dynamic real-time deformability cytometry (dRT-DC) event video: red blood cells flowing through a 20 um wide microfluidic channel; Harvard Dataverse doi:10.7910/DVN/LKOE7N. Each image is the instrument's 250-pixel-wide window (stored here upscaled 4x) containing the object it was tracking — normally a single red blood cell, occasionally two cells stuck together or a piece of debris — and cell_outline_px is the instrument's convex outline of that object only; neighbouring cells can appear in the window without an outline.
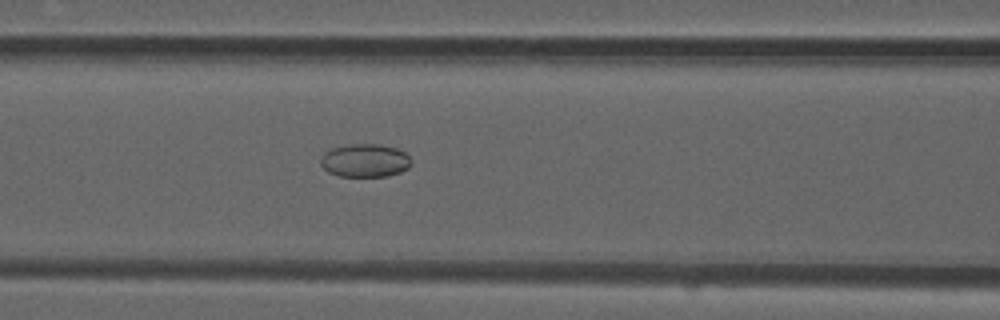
{"species": "common noctule bat (a hibernating species)", "species_latin": "Nyctalus noctula", "temperature_condition": "room temperature", "stored_images_in_passage": 54, "camera_frame_rate_fps": 3000, "um_per_image_px": 0.085, "animal": {"sex": "male", "forearm_length_mm": 52.5}, "frame": {"image": 1, "passage_image": 23, "time_ms": 7.333, "image_size_px": [1000, 320], "cell_outline_px": [[412, 164], [408, 168], [400, 172], [388, 176], [340, 176], [328, 172], [320, 164], [320, 156], [324, 152], [332, 148], [352, 144], [376, 144], [396, 148], [404, 152], [412, 160]], "centroid_in_image_um": [31.01, 13.64], "position_along_channel_um": 135.6, "area_um2": 17.57}}
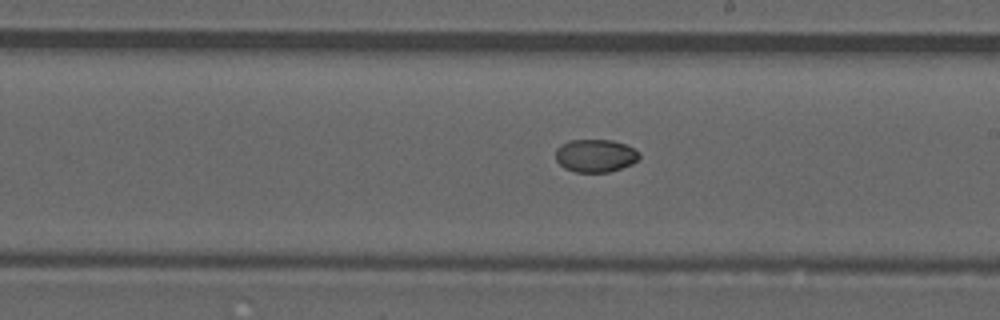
{"frame": {"image": 2, "passage_image": 31, "time_ms": 10.0, "image_size_px": [1000, 320], "cell_outline_px": [[640, 156], [632, 164], [608, 172], [576, 172], [564, 168], [556, 160], [556, 148], [560, 144], [568, 140], [612, 140], [624, 144], [640, 152]], "centroid_in_image_um": [50.58, 13.22], "position_along_channel_um": 238.4, "area_um2": 16.01}}
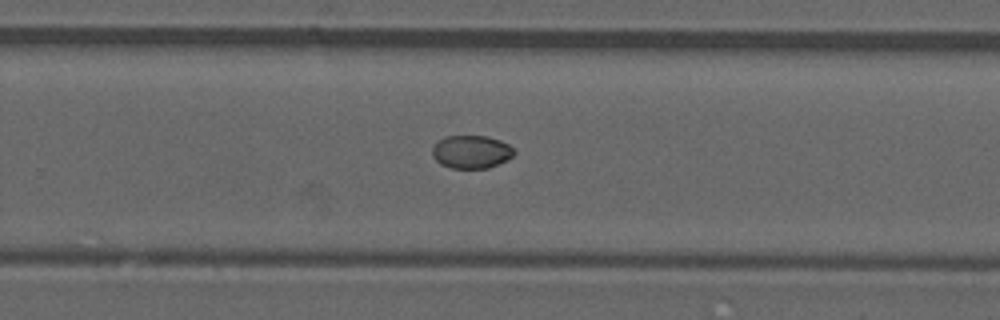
{"frame": {"image": 3, "passage_image": 35, "time_ms": 11.333, "image_size_px": [1000, 320], "cell_outline_px": [[516, 152], [508, 160], [488, 168], [452, 168], [440, 164], [432, 156], [432, 148], [444, 136], [488, 136], [500, 140], [508, 144]], "centroid_in_image_um": [40.07, 12.91], "position_along_channel_um": 289.7, "area_um2": 15.78}}